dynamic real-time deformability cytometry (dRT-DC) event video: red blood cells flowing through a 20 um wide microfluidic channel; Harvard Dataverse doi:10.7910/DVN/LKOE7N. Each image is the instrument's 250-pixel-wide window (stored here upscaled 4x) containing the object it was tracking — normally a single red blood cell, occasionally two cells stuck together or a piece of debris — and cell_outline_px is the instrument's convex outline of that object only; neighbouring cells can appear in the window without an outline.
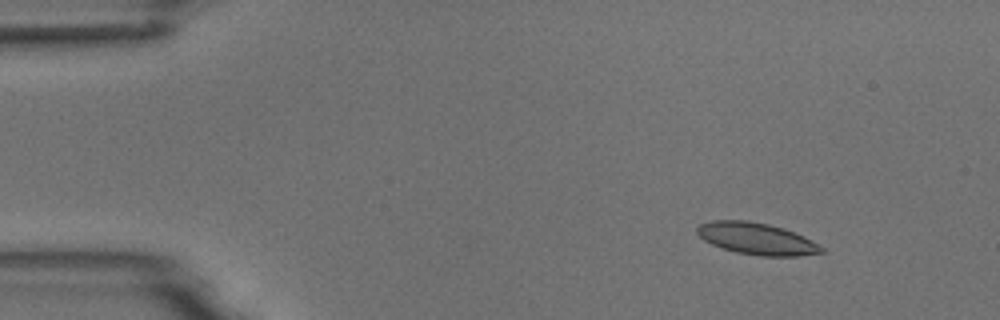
{"species": "common noctule bat (a hibernating species)", "species_latin": "Nyctalus noctula", "temperature_condition": "room temperature", "stored_images_in_passage": 4, "camera_frame_rate_fps": 3000, "um_per_image_px": 0.085, "animal": {"sex": "male", "body_mass_g": 18.8}, "frame": {"image": 1, "passage_image": 2, "time_ms": 1.333, "image_size_px": [1000, 320], "cell_outline_px": [[828, 252], [800, 256], [760, 256], [736, 252], [712, 244], [704, 240], [696, 232], [696, 228], [700, 224], [712, 220], [748, 220], [768, 224], [784, 228], [804, 236], [812, 240], [824, 248]], "centroid_in_image_um": [64.36, 20.29], "position_along_channel_um": 20.6, "area_um2": 23.18}}